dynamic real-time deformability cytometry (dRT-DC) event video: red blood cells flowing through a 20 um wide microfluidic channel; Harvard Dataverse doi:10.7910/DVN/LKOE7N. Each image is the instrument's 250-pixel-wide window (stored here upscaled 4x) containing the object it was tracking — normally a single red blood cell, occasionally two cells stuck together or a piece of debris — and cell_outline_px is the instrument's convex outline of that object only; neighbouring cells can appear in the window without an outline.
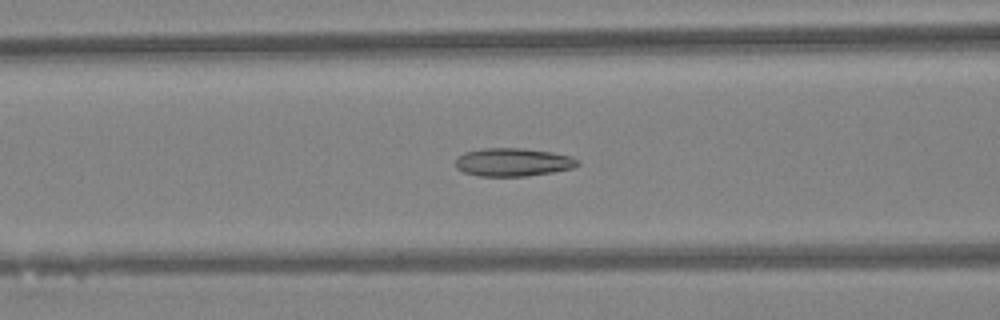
{"species": "Egyptian fruit bat (a non-hibernating species)", "species_latin": "Rousettus aegyptiacus", "temperature_condition": "warm", "stored_images_in_passage": 47, "camera_frame_rate_fps": 3000, "um_per_image_px": 0.085, "animal": {"sex": "female"}, "frame": {"image": 1, "passage_image": 19, "time_ms": 6.0, "image_size_px": [1000, 320], "cell_outline_px": [[580, 164], [572, 168], [552, 172], [528, 176], [480, 176], [464, 172], [456, 168], [456, 156], [464, 152], [484, 148], [524, 148], [552, 152], [572, 156], [580, 160]], "centroid_in_image_um": [43.61, 13.78], "position_along_channel_um": 123.0, "area_um2": 20.23}}
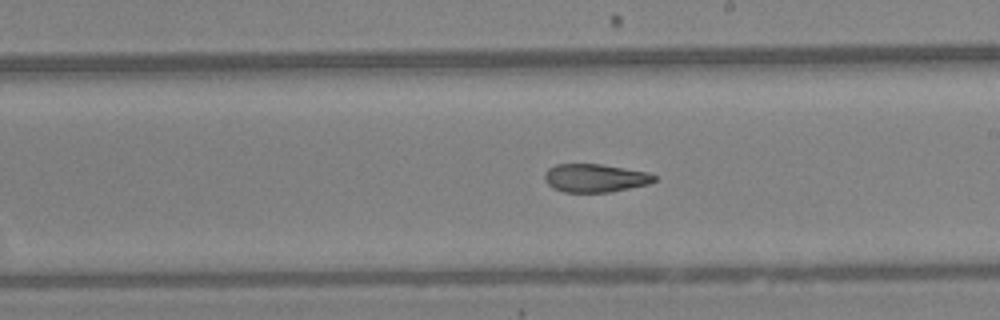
{"frame": {"image": 2, "passage_image": 27, "time_ms": 8.667, "image_size_px": [1000, 320], "cell_outline_px": [[656, 180], [648, 184], [612, 192], [564, 192], [552, 188], [544, 180], [544, 172], [548, 168], [556, 164], [600, 164], [648, 172], [656, 176]], "centroid_in_image_um": [50.55, 15.13], "position_along_channel_um": 238.4, "area_um2": 18.15}}
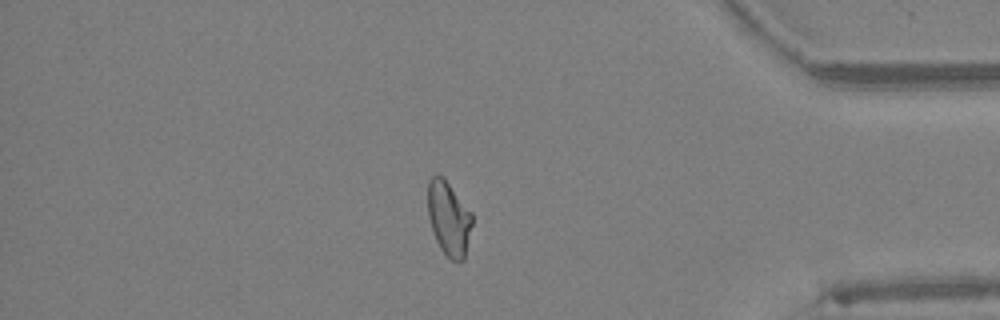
{"frame": {"image": 3, "passage_image": 40, "time_ms": 13.0, "image_size_px": [1000, 320], "cell_outline_px": [[472, 224], [464, 260], [452, 260], [440, 248], [436, 240], [428, 216], [428, 180], [432, 176], [440, 176], [448, 184], [472, 212]], "centroid_in_image_um": [38.15, 18.58], "position_along_channel_um": 397.1, "area_um2": 18.73}, "authors_computed_cell_mechanics": {"area_um2": 19.941, "velocity_mm_per_s": 4.3557, "shape_relaxation_time_tau1_ms": null, "shape_relaxation_time_tau2_ms": 2.2302, "deformation_change_tau1": null, "deformation_change_tau2": 0.0923}}